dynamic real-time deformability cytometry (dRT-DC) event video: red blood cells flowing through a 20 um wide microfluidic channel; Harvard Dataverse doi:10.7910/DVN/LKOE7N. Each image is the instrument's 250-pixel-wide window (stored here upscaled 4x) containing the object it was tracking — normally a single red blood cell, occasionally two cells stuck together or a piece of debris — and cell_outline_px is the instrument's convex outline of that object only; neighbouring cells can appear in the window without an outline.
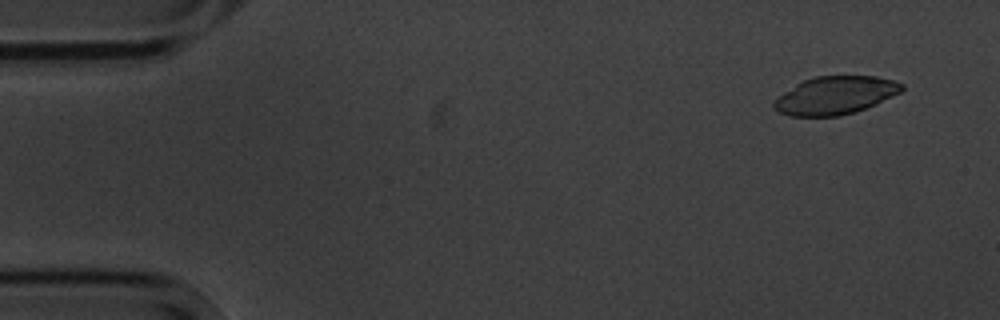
{"species": "common noctule bat (a hibernating species)", "species_latin": "Nyctalus noctula", "temperature_condition": "cold", "stored_images_in_passage": 5, "camera_frame_rate_fps": 3000, "um_per_image_px": 0.085, "animal": {"sex": "male", "body_mass_g": 20.1, "forearm_length_mm": 53.5}, "frame": {"image": 1, "passage_image": 1, "time_ms": 0.0, "image_size_px": [1000, 320], "cell_outline_px": [[904, 88], [900, 92], [876, 104], [852, 112], [836, 116], [788, 116], [772, 108], [772, 104], [784, 92], [796, 84], [804, 80], [816, 76], [876, 76], [892, 80], [904, 84]], "centroid_in_image_um": [70.99, 8.1], "position_along_channel_um": 14.0, "area_um2": 27.98}}